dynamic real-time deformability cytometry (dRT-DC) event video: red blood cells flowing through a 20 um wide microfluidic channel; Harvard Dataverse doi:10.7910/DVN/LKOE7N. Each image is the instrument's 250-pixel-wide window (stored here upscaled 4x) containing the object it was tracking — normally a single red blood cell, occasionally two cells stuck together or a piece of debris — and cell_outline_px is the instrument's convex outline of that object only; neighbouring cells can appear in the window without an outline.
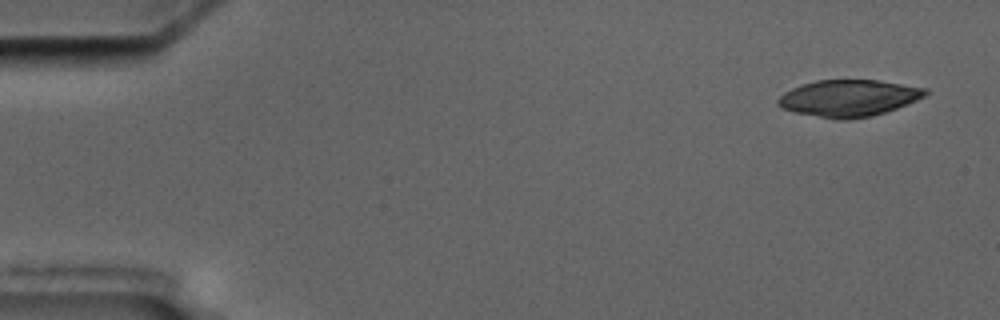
{"species": "common noctule bat (a hibernating species)", "species_latin": "Nyctalus noctula", "temperature_condition": "cold", "stored_images_in_passage": 7, "camera_frame_rate_fps": 3000, "um_per_image_px": 0.085, "animal": {"sex": "male", "body_mass_g": 17.5, "forearm_length_mm": 52.3}, "frame": {"image": 1, "passage_image": 1, "time_ms": 0.0, "image_size_px": [1000, 320], "cell_outline_px": [[928, 92], [924, 96], [916, 100], [896, 108], [872, 116], [848, 120], [836, 120], [796, 112], [784, 108], [776, 104], [776, 100], [784, 92], [800, 84], [816, 80], [880, 80], [928, 88]], "centroid_in_image_um": [72.13, 8.33], "position_along_channel_um": 12.9, "area_um2": 31.56}}
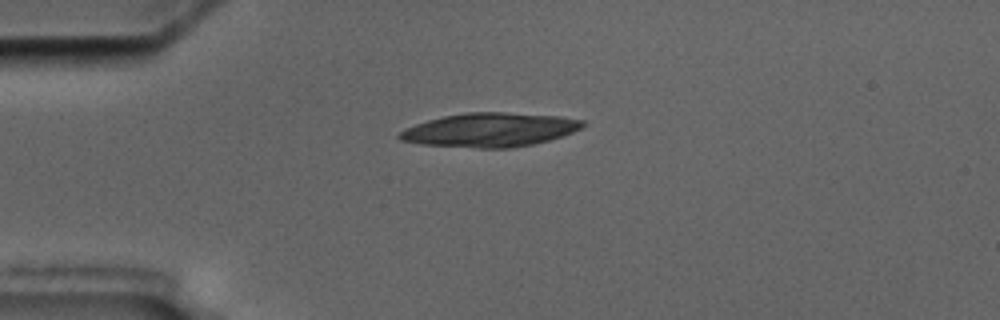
{"frame": {"image": 2, "passage_image": 4, "time_ms": 3.667, "image_size_px": [1000, 320], "cell_outline_px": [[588, 124], [584, 128], [548, 140], [532, 144], [512, 148], [480, 148], [420, 144], [400, 140], [396, 136], [404, 128], [428, 120], [444, 116], [464, 112], [504, 112], [560, 116], [584, 120]], "centroid_in_image_um": [41.65, 11.03], "position_along_channel_um": 43.3, "area_um2": 36.3}}